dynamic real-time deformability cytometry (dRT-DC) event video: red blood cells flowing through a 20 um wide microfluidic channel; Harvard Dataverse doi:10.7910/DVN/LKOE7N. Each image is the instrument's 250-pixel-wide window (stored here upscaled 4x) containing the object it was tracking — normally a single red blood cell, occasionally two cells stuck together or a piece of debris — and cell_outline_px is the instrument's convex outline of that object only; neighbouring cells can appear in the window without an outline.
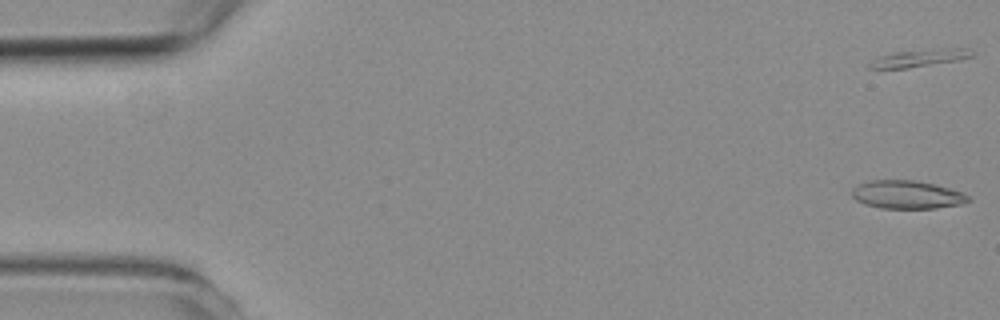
{"species": "common noctule bat (a hibernating species)", "species_latin": "Nyctalus noctula", "temperature_condition": "room temperature", "stored_images_in_passage": 57, "camera_frame_rate_fps": 3000, "um_per_image_px": 0.085, "animal": {"sex": "female", "body_mass_g": 19.3, "forearm_length_mm": 54.1}, "frame": {"image": 1, "passage_image": 1, "time_ms": 0.0, "image_size_px": [1000, 320], "cell_outline_px": [[972, 200], [960, 204], [936, 208], [880, 208], [864, 204], [856, 200], [852, 196], [852, 188], [860, 184], [872, 180], [912, 180], [932, 184], [948, 188], [960, 192], [968, 196]], "centroid_in_image_um": [77.06, 16.55], "position_along_channel_um": 7.9, "area_um2": 18.84}, "authors_computed_cell_mechanics": {"area_um2": 18.3226, "velocity_mm_per_s": 3.6382, "shape_relaxation_time_tau1_ms": 3.4082, "shape_relaxation_time_tau2_ms": 8.3609, "deformation_change_tau1": 0.1986, "deformation_change_tau2": 0.1346}}